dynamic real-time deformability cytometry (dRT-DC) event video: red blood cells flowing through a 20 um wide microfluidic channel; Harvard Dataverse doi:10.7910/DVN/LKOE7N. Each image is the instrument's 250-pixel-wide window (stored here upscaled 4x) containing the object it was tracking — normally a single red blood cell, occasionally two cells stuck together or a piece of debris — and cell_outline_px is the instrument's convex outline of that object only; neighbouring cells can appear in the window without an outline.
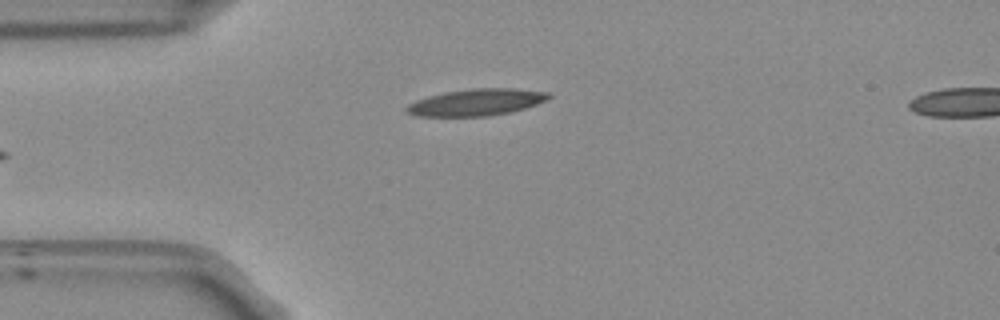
{"species": "Egyptian fruit bat (a non-hibernating species)", "species_latin": "Rousettus aegyptiacus", "temperature_condition": "room temperature", "stored_images_in_passage": 37, "camera_frame_rate_fps": 3000, "um_per_image_px": 0.085, "frame": {"image": 1, "passage_image": 1, "time_ms": 0.0, "image_size_px": [1000, 320], "cell_outline_px": [[552, 96], [548, 100], [524, 108], [508, 112], [488, 116], [416, 116], [404, 112], [404, 108], [408, 104], [416, 100], [428, 96], [444, 92], [472, 88], [516, 88], [548, 92]], "centroid_in_image_um": [40.47, 8.69], "position_along_channel_um": 44.5, "area_um2": 22.25}}
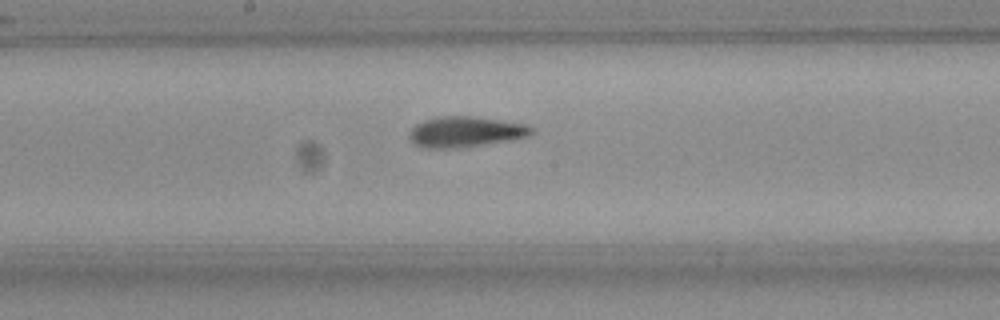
{"frame": {"image": 2, "passage_image": 15, "time_ms": 4.667, "image_size_px": [1000, 320], "cell_outline_px": [[536, 132], [528, 136], [512, 140], [448, 148], [428, 148], [416, 144], [408, 136], [408, 132], [416, 124], [424, 120], [436, 116], [476, 116], [528, 124]], "centroid_in_image_um": [39.59, 11.17], "position_along_channel_um": 208.6, "area_um2": 21.73}}
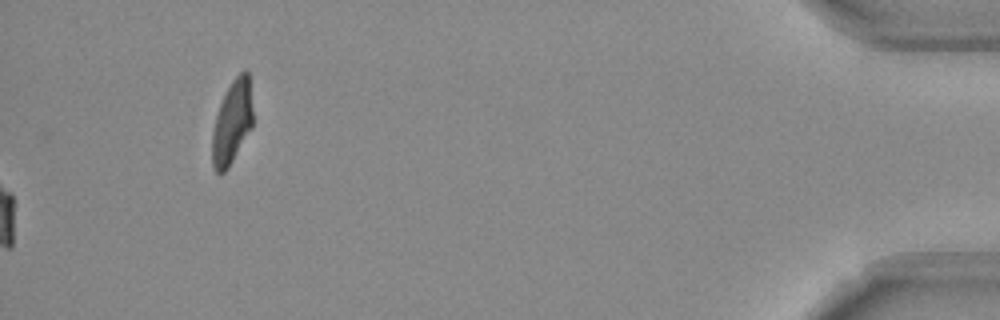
{"frame": {"image": 3, "passage_image": 37, "time_ms": 12.0, "image_size_px": [1000, 320], "cell_outline_px": [[252, 128], [228, 168], [224, 172], [216, 172], [212, 164], [212, 132], [216, 116], [220, 104], [232, 80], [244, 68], [248, 72], [252, 108]], "centroid_in_image_um": [19.73, 10.4], "position_along_channel_um": 415.5, "area_um2": 19.59}, "authors_computed_cell_mechanics": {"area_um2": 21.5594, "velocity_mm_per_s": 3.8231, "shape_relaxation_time_tau1_ms": null, "shape_relaxation_time_tau2_ms": 2.3081, "deformation_change_tau1": null, "deformation_change_tau2": 0.0887}}